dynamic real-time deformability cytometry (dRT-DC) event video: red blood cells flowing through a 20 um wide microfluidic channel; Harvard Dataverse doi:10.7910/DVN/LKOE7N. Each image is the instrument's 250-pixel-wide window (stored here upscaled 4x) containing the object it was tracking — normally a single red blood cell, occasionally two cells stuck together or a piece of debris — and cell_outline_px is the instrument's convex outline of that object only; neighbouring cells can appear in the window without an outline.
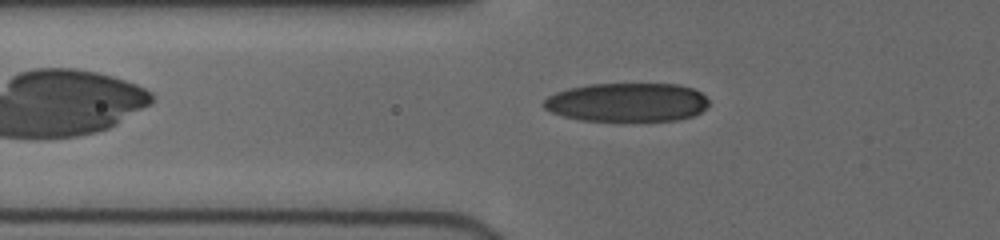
{"species": "human", "species_latin": "Homo sapiens", "temperature_condition": "cold", "stored_images_in_passage": 38, "camera_frame_rate_fps": 3000, "um_per_image_px": 0.085, "donor": {"sex": "female"}, "frame": {"image": 1, "passage_image": 6, "time_ms": 1.667, "image_size_px": [1000, 240], "cell_outline_px": [[708, 104], [700, 112], [692, 116], [676, 120], [580, 120], [564, 116], [552, 112], [544, 108], [540, 104], [548, 96], [556, 92], [568, 88], [588, 84], [680, 84], [692, 88], [700, 92], [708, 100]], "centroid_in_image_um": [53.27, 8.68], "position_along_channel_um": 72.5, "area_um2": 37.17}}
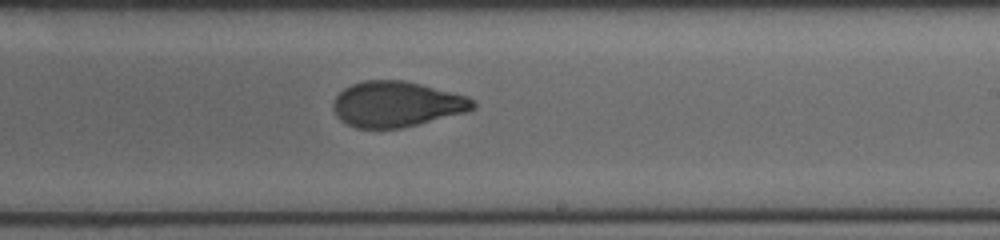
{"frame": {"image": 2, "passage_image": 20, "time_ms": 6.333, "image_size_px": [1000, 240], "cell_outline_px": [[476, 108], [464, 112], [404, 128], [356, 128], [340, 120], [336, 116], [332, 108], [332, 104], [336, 96], [344, 88], [352, 84], [364, 80], [404, 80], [468, 96], [476, 104]], "centroid_in_image_um": [33.68, 8.85], "position_along_channel_um": 255.3, "area_um2": 37.05}}
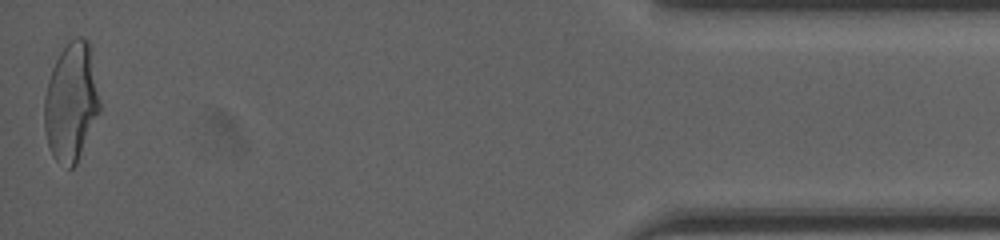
{"frame": {"image": 3, "passage_image": 38, "time_ms": 12.333, "image_size_px": [1000, 240], "cell_outline_px": [[100, 112], [76, 164], [72, 168], [68, 168], [56, 160], [52, 156], [48, 144], [44, 128], [44, 96], [48, 80], [52, 68], [60, 52], [68, 40], [76, 36], [84, 36], [88, 40], [92, 48], [100, 104]], "centroid_in_image_um": [6.06, 8.63], "position_along_channel_um": 429.1, "area_um2": 38.78}, "authors_computed_cell_mechanics": {"area_um2": 37.3099, "velocity_mm_per_s": 4.004, "shape_relaxation_time_tau1_ms": 5.3786, "shape_relaxation_time_tau2_ms": 1.1493, "deformation_change_tau1": 0.1813, "deformation_change_tau2": 0.0625}}